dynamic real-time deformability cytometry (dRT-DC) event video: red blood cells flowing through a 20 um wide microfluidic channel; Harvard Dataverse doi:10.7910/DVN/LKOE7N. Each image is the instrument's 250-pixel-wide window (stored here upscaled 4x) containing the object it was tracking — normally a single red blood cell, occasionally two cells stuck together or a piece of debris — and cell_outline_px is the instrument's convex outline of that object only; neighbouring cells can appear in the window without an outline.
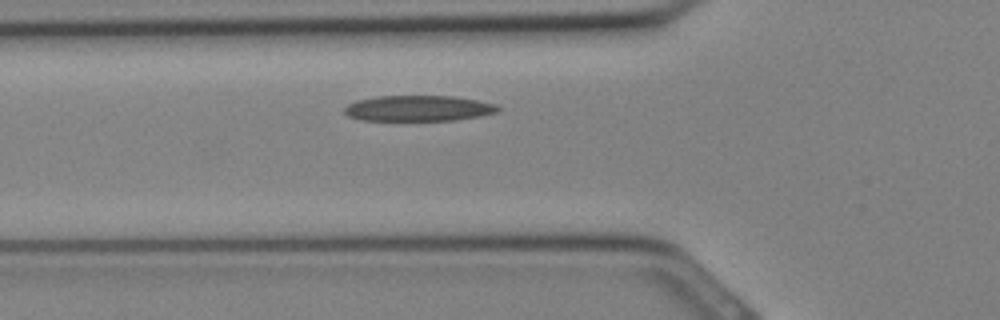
{"species": "Egyptian fruit bat (a non-hibernating species)", "species_latin": "Rousettus aegyptiacus", "temperature_condition": "cold", "stored_images_in_passage": 21, "camera_frame_rate_fps": 3000, "um_per_image_px": 0.085, "animal": {"sex": "female"}, "frame": {"image": 1, "passage_image": 3, "time_ms": 0.667, "image_size_px": [1000, 320], "cell_outline_px": [[500, 108], [496, 112], [480, 116], [456, 120], [360, 120], [348, 116], [344, 112], [344, 108], [348, 104], [356, 100], [376, 96], [452, 96], [476, 100], [496, 104]], "centroid_in_image_um": [35.53, 9.2], "position_along_channel_um": 90.3, "area_um2": 22.95}}
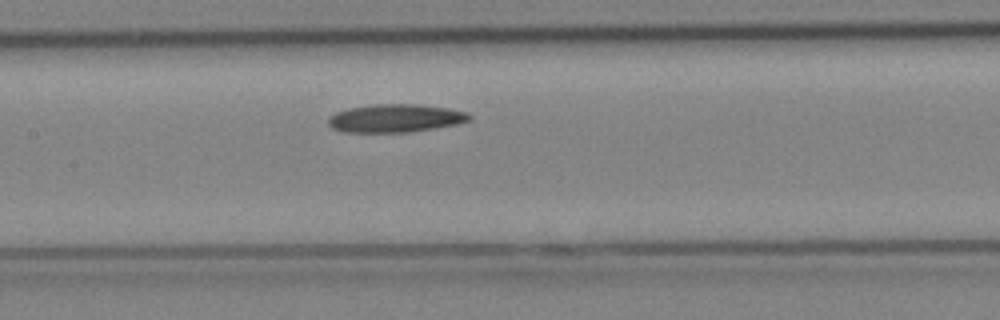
{"frame": {"image": 2, "passage_image": 7, "time_ms": 2.0, "image_size_px": [1000, 320], "cell_outline_px": [[472, 120], [456, 124], [436, 128], [408, 132], [340, 132], [332, 128], [328, 124], [328, 116], [336, 112], [348, 108], [372, 104], [412, 104], [448, 108], [468, 112], [472, 116]], "centroid_in_image_um": [33.59, 10.05], "position_along_channel_um": 173.8, "area_um2": 23.29}}
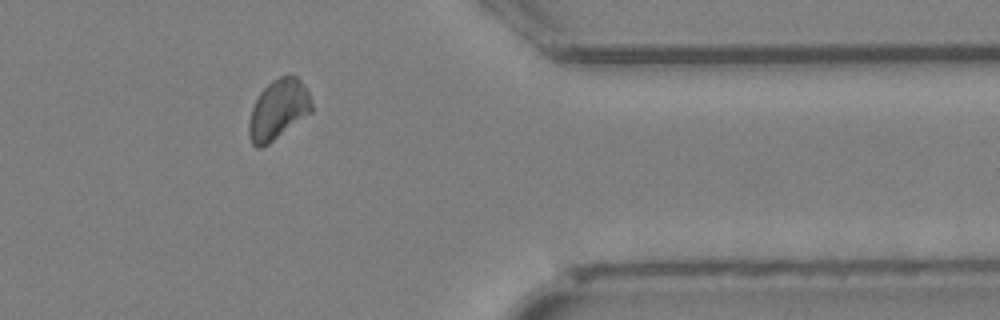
{"frame": {"image": 3, "passage_image": 18, "time_ms": 5.667, "image_size_px": [1000, 320], "cell_outline_px": [[312, 112], [268, 144], [260, 148], [256, 148], [252, 144], [248, 136], [248, 124], [252, 108], [260, 92], [272, 80], [280, 76], [296, 76], [308, 88], [312, 104]], "centroid_in_image_um": [23.65, 9.32], "position_along_channel_um": 387.7, "area_um2": 21.91}}